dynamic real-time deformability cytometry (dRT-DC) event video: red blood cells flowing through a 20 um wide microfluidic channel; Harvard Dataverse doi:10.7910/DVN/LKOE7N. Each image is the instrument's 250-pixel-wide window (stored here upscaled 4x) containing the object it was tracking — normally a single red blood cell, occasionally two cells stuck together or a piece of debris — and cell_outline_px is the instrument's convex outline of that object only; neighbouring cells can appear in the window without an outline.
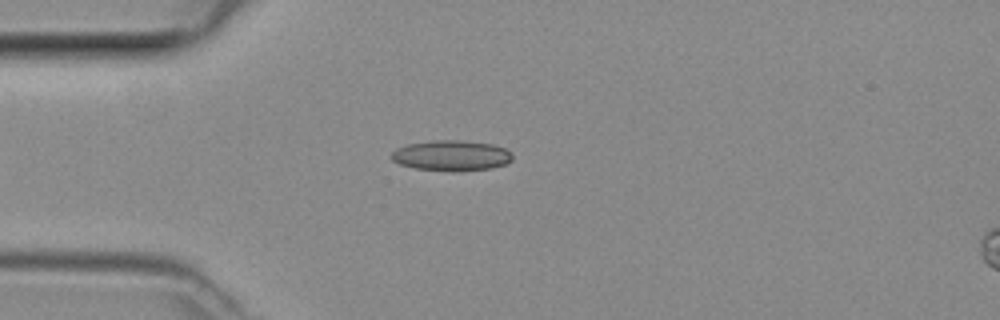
{"species": "common noctule bat (a hibernating species)", "species_latin": "Nyctalus noctula", "temperature_condition": "room temperature", "stored_images_in_passage": 33, "camera_frame_rate_fps": 3000, "um_per_image_px": 0.085, "animal": {"sex": "female", "body_mass_g": 29.2, "forearm_length_mm": 56.3}, "frame": {"image": 1, "passage_image": 1, "time_ms": 0.0, "image_size_px": [1000, 320], "cell_outline_px": [[512, 160], [504, 164], [492, 168], [452, 172], [416, 168], [400, 164], [392, 160], [392, 152], [396, 148], [408, 144], [432, 140], [460, 140], [492, 144], [508, 148], [512, 152]], "centroid_in_image_um": [38.4, 13.22], "position_along_channel_um": 46.6, "area_um2": 21.68}}
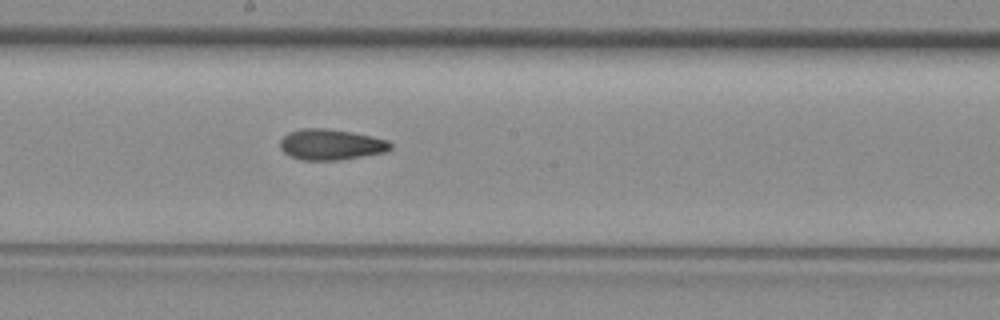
{"frame": {"image": 2, "passage_image": 14, "time_ms": 4.333, "image_size_px": [1000, 320], "cell_outline_px": [[392, 148], [384, 152], [336, 160], [300, 160], [288, 156], [280, 148], [280, 140], [288, 132], [300, 128], [328, 128], [388, 140], [392, 144]], "centroid_in_image_um": [28.06, 12.28], "position_along_channel_um": 220.1, "area_um2": 19.65}}
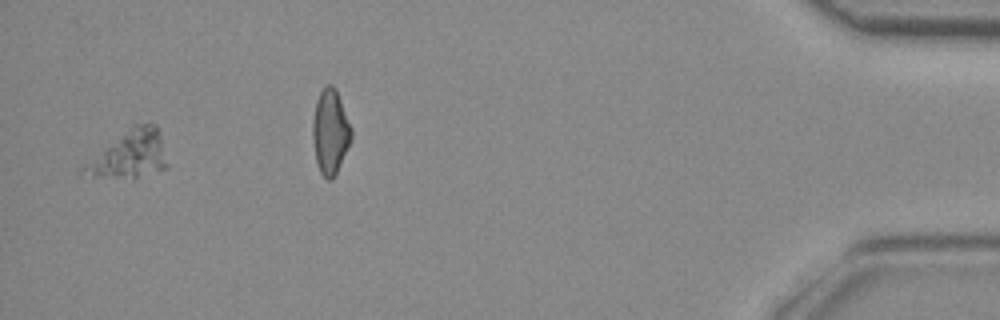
{"frame": {"image": 3, "passage_image": 31, "time_ms": 10.0, "image_size_px": [1000, 320], "cell_outline_px": [[168, 168], [136, 180], [132, 180], [92, 176], [80, 172], [80, 168], [132, 124], [156, 124], [160, 132], [168, 164]], "centroid_in_image_um": [11.07, 13.18], "position_along_channel_um": 424.1, "area_um2": 23.35}}